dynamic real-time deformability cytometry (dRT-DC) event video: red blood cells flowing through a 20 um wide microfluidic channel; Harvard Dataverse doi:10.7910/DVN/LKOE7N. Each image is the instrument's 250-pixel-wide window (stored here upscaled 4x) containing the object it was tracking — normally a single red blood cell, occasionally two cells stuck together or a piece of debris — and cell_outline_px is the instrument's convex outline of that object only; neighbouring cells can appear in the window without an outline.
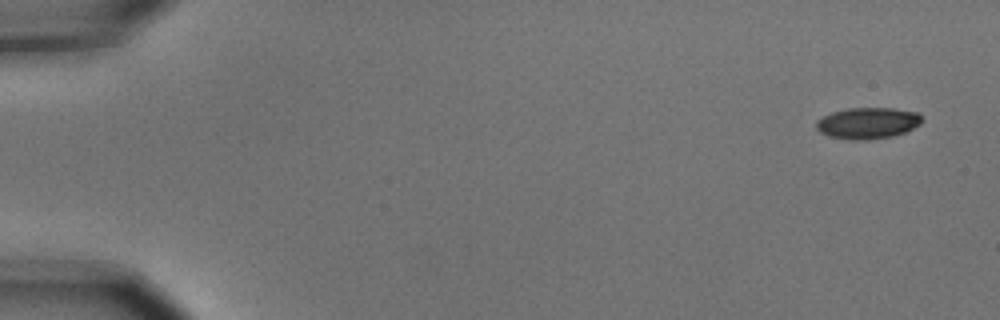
{"species": "common noctule bat (a hibernating species)", "species_latin": "Nyctalus noctula", "temperature_condition": "cold", "stored_images_in_passage": 5, "camera_frame_rate_fps": 3000, "um_per_image_px": 0.085, "animal": {"sex": "male", "body_mass_g": 15.6}, "frame": {"image": 1, "passage_image": 1, "time_ms": 0.0, "image_size_px": [1000, 320], "cell_outline_px": [[924, 120], [920, 124], [904, 132], [892, 136], [868, 140], [852, 140], [828, 136], [820, 132], [816, 128], [816, 120], [832, 112], [848, 108], [892, 108], [916, 112]], "centroid_in_image_um": [73.74, 10.46], "position_along_channel_um": 11.3, "area_um2": 19.25}}
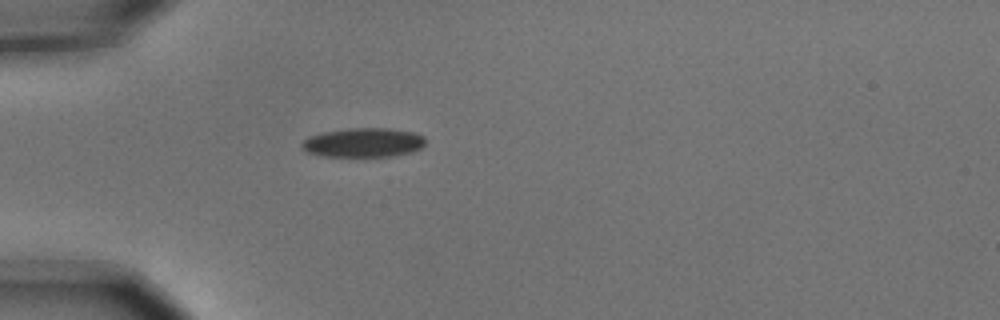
{"frame": {"image": 2, "passage_image": 5, "time_ms": 1.333, "image_size_px": [1000, 320], "cell_outline_px": [[424, 144], [420, 148], [412, 152], [392, 156], [320, 156], [308, 152], [300, 148], [300, 144], [308, 136], [320, 132], [348, 128], [388, 128], [412, 132], [424, 136]], "centroid_in_image_um": [30.83, 12.11], "position_along_channel_um": 54.2, "area_um2": 21.15}}